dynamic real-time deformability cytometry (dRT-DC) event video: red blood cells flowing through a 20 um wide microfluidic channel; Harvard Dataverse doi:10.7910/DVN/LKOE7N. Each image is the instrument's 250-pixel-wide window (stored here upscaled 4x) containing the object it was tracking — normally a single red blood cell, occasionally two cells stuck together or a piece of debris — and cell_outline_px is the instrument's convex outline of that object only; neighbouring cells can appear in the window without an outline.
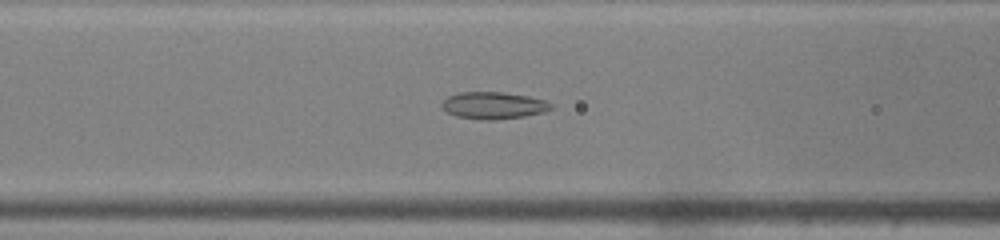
{"species": "common noctule bat (a hibernating species)", "species_latin": "Nyctalus noctula", "temperature_condition": "warm", "stored_images_in_passage": 37, "camera_frame_rate_fps": 3000, "um_per_image_px": 0.085, "animal": {"sex": "male", "body_mass_g": 19.0, "forearm_length_mm": 50.8}, "frame": {"image": 1, "passage_image": 17, "time_ms": 5.333, "image_size_px": [1000, 240], "cell_outline_px": [[556, 108], [544, 112], [524, 116], [496, 120], [484, 120], [456, 116], [448, 112], [440, 104], [448, 96], [460, 92], [504, 92], [528, 96], [544, 100], [552, 104]], "centroid_in_image_um": [41.98, 8.96], "position_along_channel_um": 124.6, "area_um2": 17.22}}
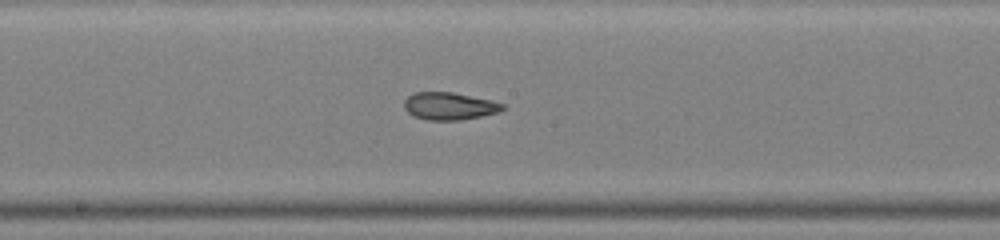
{"frame": {"image": 2, "passage_image": 23, "time_ms": 7.333, "image_size_px": [1000, 240], "cell_outline_px": [[504, 108], [500, 112], [460, 120], [428, 120], [412, 116], [404, 108], [404, 100], [408, 96], [416, 92], [452, 92], [492, 100], [504, 104]], "centroid_in_image_um": [38.18, 9.02], "position_along_channel_um": 210.0, "area_um2": 15.78}}
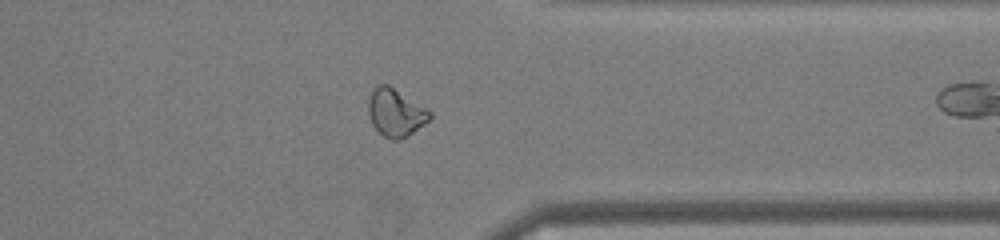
{"frame": {"image": 3, "passage_image": 35, "time_ms": 11.333, "image_size_px": [1000, 240], "cell_outline_px": [[432, 116], [424, 124], [408, 136], [400, 140], [392, 140], [384, 136], [372, 124], [368, 112], [368, 100], [376, 84], [388, 84], [432, 112]], "centroid_in_image_um": [33.62, 9.57], "position_along_channel_um": 377.8, "area_um2": 16.94}}